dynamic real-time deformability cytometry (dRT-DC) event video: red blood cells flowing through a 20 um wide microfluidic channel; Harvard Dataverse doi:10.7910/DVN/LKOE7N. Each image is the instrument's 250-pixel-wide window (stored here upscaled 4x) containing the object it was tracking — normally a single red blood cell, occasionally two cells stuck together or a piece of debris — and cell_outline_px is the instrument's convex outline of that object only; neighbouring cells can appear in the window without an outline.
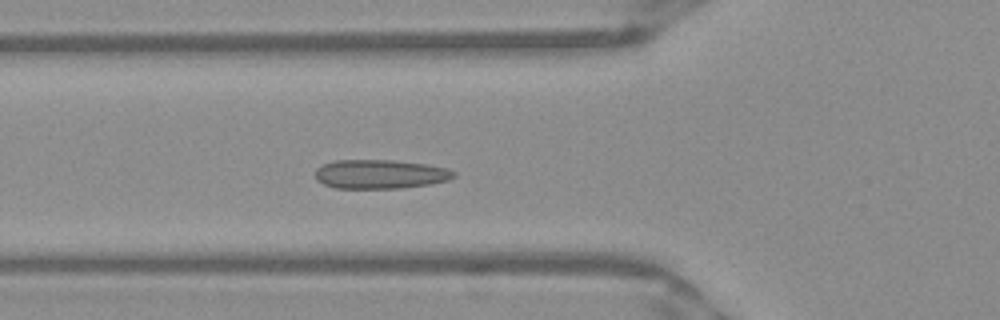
{"species": "Egyptian fruit bat (a non-hibernating species)", "species_latin": "Rousettus aegyptiacus", "temperature_condition": "warm", "stored_images_in_passage": 34, "camera_frame_rate_fps": 3000, "um_per_image_px": 0.085, "frame": {"image": 1, "passage_image": 12, "time_ms": 3.667, "image_size_px": [1000, 320], "cell_outline_px": [[456, 176], [448, 180], [428, 184], [400, 188], [336, 188], [324, 184], [316, 180], [316, 168], [324, 164], [336, 160], [392, 160], [428, 164], [448, 168], [456, 172]], "centroid_in_image_um": [32.33, 14.8], "position_along_channel_um": 93.5, "area_um2": 23.47}}
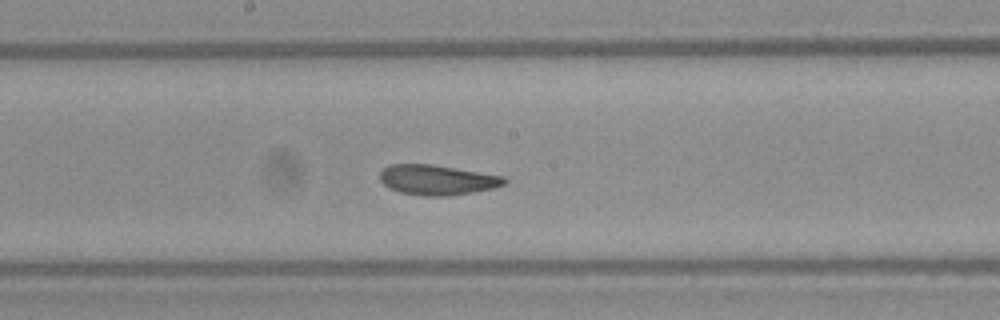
{"frame": {"image": 2, "passage_image": 21, "time_ms": 6.667, "image_size_px": [1000, 320], "cell_outline_px": [[508, 180], [504, 184], [492, 188], [472, 192], [448, 196], [424, 196], [400, 192], [388, 188], [380, 180], [380, 172], [388, 164], [432, 164], [504, 176]], "centroid_in_image_um": [37.13, 15.29], "position_along_channel_um": 211.1, "area_um2": 21.79}}
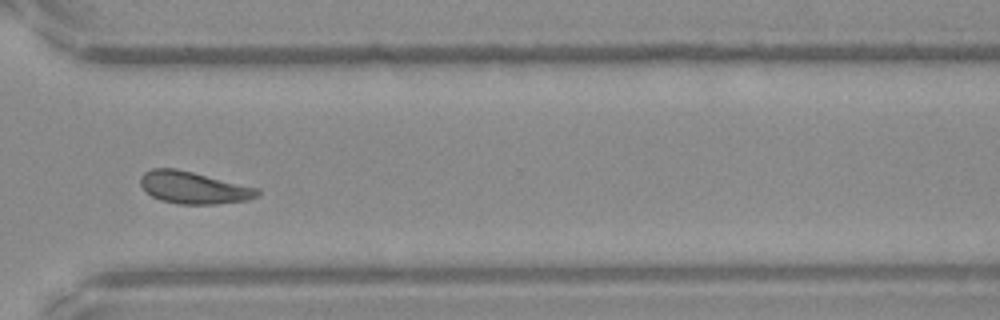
{"frame": {"image": 3, "passage_image": 32, "time_ms": 10.333, "image_size_px": [1000, 320], "cell_outline_px": [[260, 192], [256, 196], [248, 200], [216, 204], [176, 204], [160, 200], [152, 196], [140, 184], [140, 176], [144, 172], [152, 168], [176, 168], [260, 188]], "centroid_in_image_um": [16.46, 15.94], "position_along_channel_um": 354.1, "area_um2": 21.96}, "authors_computed_cell_mechanics": {"area_um2": 22.2241, "velocity_mm_per_s": 3.8952, "shape_relaxation_time_tau1_ms": 10.1198, "shape_relaxation_time_tau2_ms": 1.8844, "deformation_change_tau1": 0.1573, "deformation_change_tau2": 0.0645}}